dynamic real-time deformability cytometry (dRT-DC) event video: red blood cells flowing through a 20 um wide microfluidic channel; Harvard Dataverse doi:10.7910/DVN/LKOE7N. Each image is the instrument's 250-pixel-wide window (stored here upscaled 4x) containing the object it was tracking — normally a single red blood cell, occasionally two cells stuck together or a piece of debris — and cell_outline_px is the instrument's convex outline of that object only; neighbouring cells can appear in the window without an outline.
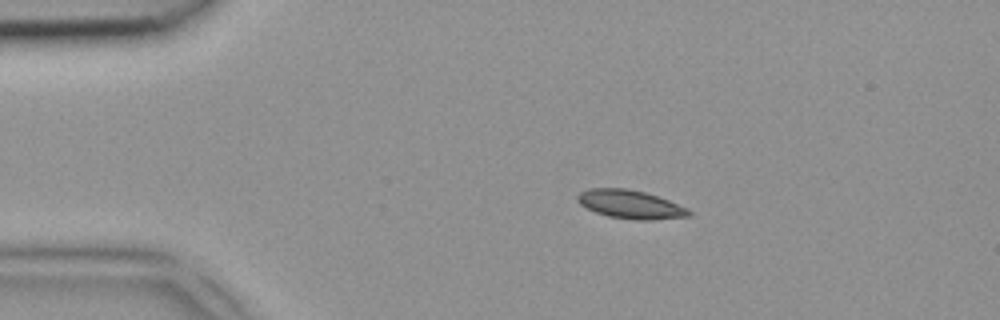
{"species": "common noctule bat (a hibernating species)", "species_latin": "Nyctalus noctula", "temperature_condition": "room temperature", "stored_images_in_passage": 4, "camera_frame_rate_fps": 3000, "um_per_image_px": 0.085, "animal": {"sex": "female", "body_mass_g": 18.4}, "frame": {"image": 1, "passage_image": 3, "time_ms": 0.667, "image_size_px": [1000, 320], "cell_outline_px": [[692, 216], [648, 220], [640, 220], [608, 216], [596, 212], [580, 204], [576, 200], [576, 196], [580, 192], [588, 188], [628, 188], [644, 192], [668, 200], [688, 208], [692, 212]], "centroid_in_image_um": [53.58, 17.36], "position_along_channel_um": 31.4, "area_um2": 18.44}}